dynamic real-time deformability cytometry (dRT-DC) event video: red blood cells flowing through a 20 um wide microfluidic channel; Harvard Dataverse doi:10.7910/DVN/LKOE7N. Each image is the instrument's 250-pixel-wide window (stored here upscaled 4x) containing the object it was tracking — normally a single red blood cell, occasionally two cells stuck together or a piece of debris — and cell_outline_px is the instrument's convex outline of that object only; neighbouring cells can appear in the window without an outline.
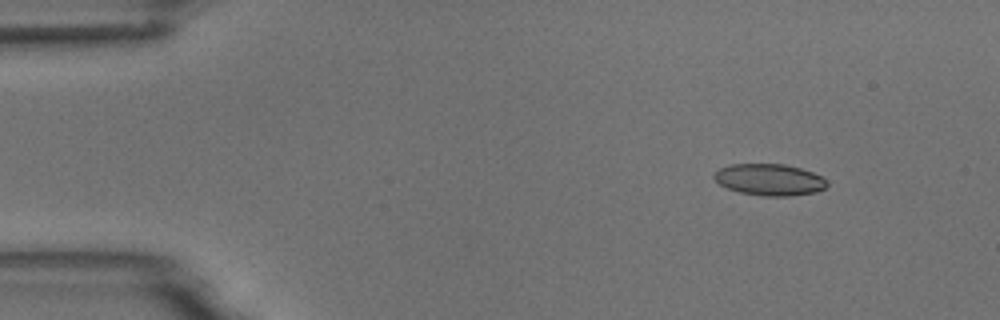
{"species": "common noctule bat (a hibernating species)", "species_latin": "Nyctalus noctula", "temperature_condition": "room temperature", "stored_images_in_passage": 5, "camera_frame_rate_fps": 3000, "um_per_image_px": 0.085, "animal": {"sex": "male", "body_mass_g": 18.8}, "frame": {"image": 1, "passage_image": 2, "time_ms": 1.333, "image_size_px": [1000, 320], "cell_outline_px": [[828, 184], [824, 188], [816, 192], [788, 196], [764, 196], [740, 192], [728, 188], [720, 184], [712, 176], [712, 172], [720, 168], [732, 164], [784, 164], [800, 168], [812, 172], [828, 180]], "centroid_in_image_um": [65.4, 15.27], "position_along_channel_um": 19.6, "area_um2": 20.75}}
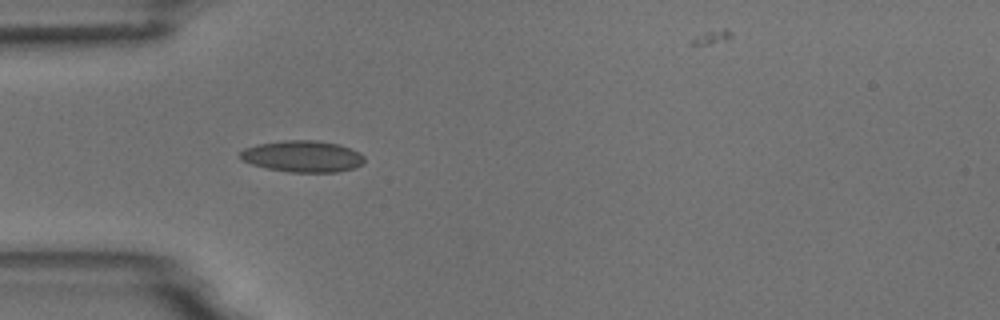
{"frame": {"image": 2, "passage_image": 5, "time_ms": 4.667, "image_size_px": [1000, 320], "cell_outline_px": [[364, 164], [356, 168], [336, 172], [288, 172], [268, 168], [252, 164], [244, 160], [240, 156], [240, 152], [244, 148], [256, 144], [284, 140], [316, 140], [336, 144], [360, 152], [364, 156]], "centroid_in_image_um": [25.75, 13.29], "position_along_channel_um": 59.3, "area_um2": 22.77}}